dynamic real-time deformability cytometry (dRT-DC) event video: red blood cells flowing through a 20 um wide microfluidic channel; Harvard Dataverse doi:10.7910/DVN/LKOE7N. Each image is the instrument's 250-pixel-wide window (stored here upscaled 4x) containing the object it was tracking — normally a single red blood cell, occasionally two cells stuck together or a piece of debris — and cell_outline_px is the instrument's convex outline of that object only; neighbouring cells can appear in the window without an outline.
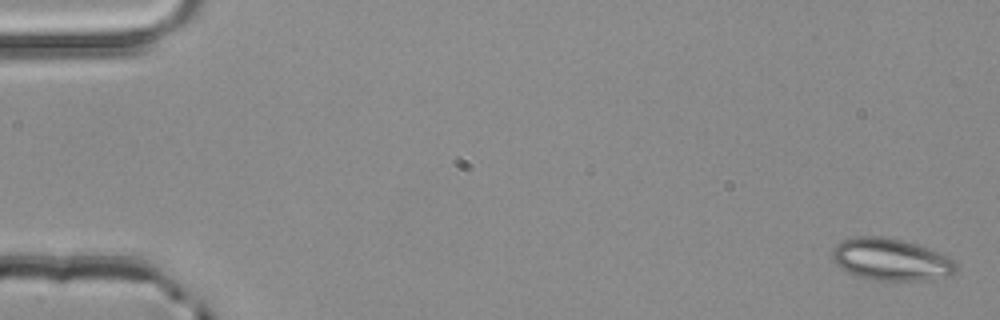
{"species": "common noctule bat (a hibernating species)", "species_latin": "Nyctalus noctula", "temperature_condition": "room temperature", "stored_images_in_passage": 5, "camera_frame_rate_fps": 3000, "um_per_image_px": 0.085, "animal": {"sex": "male", "body_mass_g": 20.4}, "frame": {"image": 1, "passage_image": 1, "time_ms": 0.0, "image_size_px": [1000, 320], "cell_outline_px": [[956, 272], [948, 276], [928, 280], [872, 280], [848, 272], [840, 268], [832, 260], [832, 248], [836, 244], [844, 240], [856, 236], [880, 236], [900, 240], [916, 244], [940, 252], [952, 260], [956, 264]], "centroid_in_image_um": [75.71, 22.06], "position_along_channel_um": 9.3, "area_um2": 30.23}}